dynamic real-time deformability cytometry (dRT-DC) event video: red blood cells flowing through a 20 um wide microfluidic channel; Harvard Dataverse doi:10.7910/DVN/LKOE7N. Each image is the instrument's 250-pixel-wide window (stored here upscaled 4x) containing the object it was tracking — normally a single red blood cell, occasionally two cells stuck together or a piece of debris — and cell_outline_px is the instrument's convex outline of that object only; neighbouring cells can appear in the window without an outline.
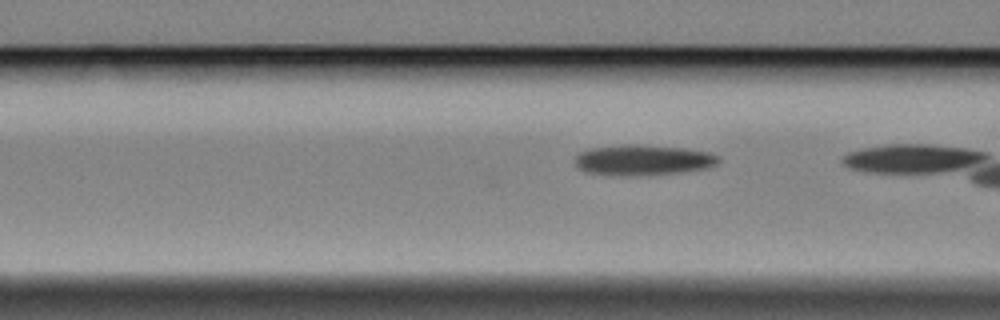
{"species": "Egyptian fruit bat (a non-hibernating species)", "species_latin": "Rousettus aegyptiacus", "temperature_condition": "cold", "stored_images_in_passage": 11, "camera_frame_rate_fps": 3000, "um_per_image_px": 0.085, "animal": {"sex": "female"}, "frame": {"image": 1, "passage_image": 10, "time_ms": 3.0, "image_size_px": [1000, 320], "cell_outline_px": [[720, 160], [716, 164], [704, 168], [680, 172], [640, 176], [616, 176], [584, 172], [576, 164], [576, 156], [580, 152], [588, 148], [624, 144], [632, 144], [684, 148], [712, 152], [720, 156]], "centroid_in_image_um": [54.64, 13.6], "position_along_channel_um": 112.0, "area_um2": 25.78}}